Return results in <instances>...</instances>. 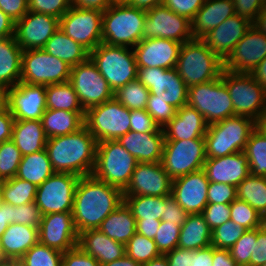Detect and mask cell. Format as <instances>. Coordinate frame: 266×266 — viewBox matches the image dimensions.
I'll return each instance as SVG.
<instances>
[{
    "label": "cell",
    "mask_w": 266,
    "mask_h": 266,
    "mask_svg": "<svg viewBox=\"0 0 266 266\" xmlns=\"http://www.w3.org/2000/svg\"><path fill=\"white\" fill-rule=\"evenodd\" d=\"M124 201L123 191L92 175L79 178L72 217L78 233L98 229L103 220Z\"/></svg>",
    "instance_id": "6da1fadb"
},
{
    "label": "cell",
    "mask_w": 266,
    "mask_h": 266,
    "mask_svg": "<svg viewBox=\"0 0 266 266\" xmlns=\"http://www.w3.org/2000/svg\"><path fill=\"white\" fill-rule=\"evenodd\" d=\"M96 147L95 137L84 126L75 133L48 138L45 149L55 173L82 177L93 172Z\"/></svg>",
    "instance_id": "7a4b0ae2"
},
{
    "label": "cell",
    "mask_w": 266,
    "mask_h": 266,
    "mask_svg": "<svg viewBox=\"0 0 266 266\" xmlns=\"http://www.w3.org/2000/svg\"><path fill=\"white\" fill-rule=\"evenodd\" d=\"M146 10L128 3L112 4L102 15V42L135 47L143 39Z\"/></svg>",
    "instance_id": "3957f363"
},
{
    "label": "cell",
    "mask_w": 266,
    "mask_h": 266,
    "mask_svg": "<svg viewBox=\"0 0 266 266\" xmlns=\"http://www.w3.org/2000/svg\"><path fill=\"white\" fill-rule=\"evenodd\" d=\"M175 68L189 88L219 78L223 61L201 39H192L182 44Z\"/></svg>",
    "instance_id": "277c9868"
},
{
    "label": "cell",
    "mask_w": 266,
    "mask_h": 266,
    "mask_svg": "<svg viewBox=\"0 0 266 266\" xmlns=\"http://www.w3.org/2000/svg\"><path fill=\"white\" fill-rule=\"evenodd\" d=\"M255 128L256 121L239 115L208 125L204 136L206 158H219L244 151Z\"/></svg>",
    "instance_id": "5b68a950"
},
{
    "label": "cell",
    "mask_w": 266,
    "mask_h": 266,
    "mask_svg": "<svg viewBox=\"0 0 266 266\" xmlns=\"http://www.w3.org/2000/svg\"><path fill=\"white\" fill-rule=\"evenodd\" d=\"M138 162L117 140L98 142L92 176L122 191L130 182Z\"/></svg>",
    "instance_id": "8992f818"
},
{
    "label": "cell",
    "mask_w": 266,
    "mask_h": 266,
    "mask_svg": "<svg viewBox=\"0 0 266 266\" xmlns=\"http://www.w3.org/2000/svg\"><path fill=\"white\" fill-rule=\"evenodd\" d=\"M89 58L113 92L137 79L138 66L134 51H130L129 47L102 42L89 53Z\"/></svg>",
    "instance_id": "52a82bcc"
},
{
    "label": "cell",
    "mask_w": 266,
    "mask_h": 266,
    "mask_svg": "<svg viewBox=\"0 0 266 266\" xmlns=\"http://www.w3.org/2000/svg\"><path fill=\"white\" fill-rule=\"evenodd\" d=\"M221 78L229 91L234 115L257 121L266 113V89L252 74L234 73L223 69Z\"/></svg>",
    "instance_id": "ba28073f"
},
{
    "label": "cell",
    "mask_w": 266,
    "mask_h": 266,
    "mask_svg": "<svg viewBox=\"0 0 266 266\" xmlns=\"http://www.w3.org/2000/svg\"><path fill=\"white\" fill-rule=\"evenodd\" d=\"M85 127L98 142L118 140L130 131V110L114 97L85 111Z\"/></svg>",
    "instance_id": "9c48e42d"
},
{
    "label": "cell",
    "mask_w": 266,
    "mask_h": 266,
    "mask_svg": "<svg viewBox=\"0 0 266 266\" xmlns=\"http://www.w3.org/2000/svg\"><path fill=\"white\" fill-rule=\"evenodd\" d=\"M187 105L200 112L208 125L234 116L233 103L221 76L189 87Z\"/></svg>",
    "instance_id": "30bf717a"
},
{
    "label": "cell",
    "mask_w": 266,
    "mask_h": 266,
    "mask_svg": "<svg viewBox=\"0 0 266 266\" xmlns=\"http://www.w3.org/2000/svg\"><path fill=\"white\" fill-rule=\"evenodd\" d=\"M71 68L67 62L43 49L24 50L20 82L32 85H52L69 81Z\"/></svg>",
    "instance_id": "8fae6325"
},
{
    "label": "cell",
    "mask_w": 266,
    "mask_h": 266,
    "mask_svg": "<svg viewBox=\"0 0 266 266\" xmlns=\"http://www.w3.org/2000/svg\"><path fill=\"white\" fill-rule=\"evenodd\" d=\"M205 161V138L164 142L161 164L172 179L203 169Z\"/></svg>",
    "instance_id": "7c38bea8"
},
{
    "label": "cell",
    "mask_w": 266,
    "mask_h": 266,
    "mask_svg": "<svg viewBox=\"0 0 266 266\" xmlns=\"http://www.w3.org/2000/svg\"><path fill=\"white\" fill-rule=\"evenodd\" d=\"M137 79L149 90L153 100L164 101L176 109L187 105L188 87L176 68H138Z\"/></svg>",
    "instance_id": "4fadbf2b"
},
{
    "label": "cell",
    "mask_w": 266,
    "mask_h": 266,
    "mask_svg": "<svg viewBox=\"0 0 266 266\" xmlns=\"http://www.w3.org/2000/svg\"><path fill=\"white\" fill-rule=\"evenodd\" d=\"M102 15L98 9L71 6L60 18V29L90 53L102 43Z\"/></svg>",
    "instance_id": "5bb4252c"
},
{
    "label": "cell",
    "mask_w": 266,
    "mask_h": 266,
    "mask_svg": "<svg viewBox=\"0 0 266 266\" xmlns=\"http://www.w3.org/2000/svg\"><path fill=\"white\" fill-rule=\"evenodd\" d=\"M79 178L75 174L54 173L38 186L35 203L41 214L72 212Z\"/></svg>",
    "instance_id": "9a60e30c"
},
{
    "label": "cell",
    "mask_w": 266,
    "mask_h": 266,
    "mask_svg": "<svg viewBox=\"0 0 266 266\" xmlns=\"http://www.w3.org/2000/svg\"><path fill=\"white\" fill-rule=\"evenodd\" d=\"M69 82L85 111L114 97L113 90L90 58L72 66Z\"/></svg>",
    "instance_id": "2e32d148"
},
{
    "label": "cell",
    "mask_w": 266,
    "mask_h": 266,
    "mask_svg": "<svg viewBox=\"0 0 266 266\" xmlns=\"http://www.w3.org/2000/svg\"><path fill=\"white\" fill-rule=\"evenodd\" d=\"M164 38L184 43L193 39L191 21L163 3L146 10L143 39Z\"/></svg>",
    "instance_id": "e0dca14e"
},
{
    "label": "cell",
    "mask_w": 266,
    "mask_h": 266,
    "mask_svg": "<svg viewBox=\"0 0 266 266\" xmlns=\"http://www.w3.org/2000/svg\"><path fill=\"white\" fill-rule=\"evenodd\" d=\"M266 57V34L252 25L223 61V69L252 74Z\"/></svg>",
    "instance_id": "ac0fdd59"
},
{
    "label": "cell",
    "mask_w": 266,
    "mask_h": 266,
    "mask_svg": "<svg viewBox=\"0 0 266 266\" xmlns=\"http://www.w3.org/2000/svg\"><path fill=\"white\" fill-rule=\"evenodd\" d=\"M5 106L16 120H41L46 107V86L19 82L5 90Z\"/></svg>",
    "instance_id": "d6986e66"
},
{
    "label": "cell",
    "mask_w": 266,
    "mask_h": 266,
    "mask_svg": "<svg viewBox=\"0 0 266 266\" xmlns=\"http://www.w3.org/2000/svg\"><path fill=\"white\" fill-rule=\"evenodd\" d=\"M39 242L62 253L78 246L79 233L72 212L42 215L38 227Z\"/></svg>",
    "instance_id": "ffe728a7"
},
{
    "label": "cell",
    "mask_w": 266,
    "mask_h": 266,
    "mask_svg": "<svg viewBox=\"0 0 266 266\" xmlns=\"http://www.w3.org/2000/svg\"><path fill=\"white\" fill-rule=\"evenodd\" d=\"M60 28V19L48 14L28 11L15 23V38L21 49H43Z\"/></svg>",
    "instance_id": "44dd1931"
},
{
    "label": "cell",
    "mask_w": 266,
    "mask_h": 266,
    "mask_svg": "<svg viewBox=\"0 0 266 266\" xmlns=\"http://www.w3.org/2000/svg\"><path fill=\"white\" fill-rule=\"evenodd\" d=\"M172 182L161 162L138 163L123 196H170Z\"/></svg>",
    "instance_id": "7402d4cb"
},
{
    "label": "cell",
    "mask_w": 266,
    "mask_h": 266,
    "mask_svg": "<svg viewBox=\"0 0 266 266\" xmlns=\"http://www.w3.org/2000/svg\"><path fill=\"white\" fill-rule=\"evenodd\" d=\"M203 169L173 179L171 196L188 214H202L208 204V185Z\"/></svg>",
    "instance_id": "603a6c76"
},
{
    "label": "cell",
    "mask_w": 266,
    "mask_h": 266,
    "mask_svg": "<svg viewBox=\"0 0 266 266\" xmlns=\"http://www.w3.org/2000/svg\"><path fill=\"white\" fill-rule=\"evenodd\" d=\"M183 43L171 39H142L133 49L138 68H175Z\"/></svg>",
    "instance_id": "cb8c5ba5"
},
{
    "label": "cell",
    "mask_w": 266,
    "mask_h": 266,
    "mask_svg": "<svg viewBox=\"0 0 266 266\" xmlns=\"http://www.w3.org/2000/svg\"><path fill=\"white\" fill-rule=\"evenodd\" d=\"M252 25L247 19L235 14L209 31L201 40L224 61Z\"/></svg>",
    "instance_id": "d4e9b609"
},
{
    "label": "cell",
    "mask_w": 266,
    "mask_h": 266,
    "mask_svg": "<svg viewBox=\"0 0 266 266\" xmlns=\"http://www.w3.org/2000/svg\"><path fill=\"white\" fill-rule=\"evenodd\" d=\"M203 170L210 182L235 187L250 175L248 159L243 151L219 158H206Z\"/></svg>",
    "instance_id": "484cf974"
},
{
    "label": "cell",
    "mask_w": 266,
    "mask_h": 266,
    "mask_svg": "<svg viewBox=\"0 0 266 266\" xmlns=\"http://www.w3.org/2000/svg\"><path fill=\"white\" fill-rule=\"evenodd\" d=\"M117 141L137 159L138 163L161 162L165 142L163 128L151 133L130 130Z\"/></svg>",
    "instance_id": "4316f807"
},
{
    "label": "cell",
    "mask_w": 266,
    "mask_h": 266,
    "mask_svg": "<svg viewBox=\"0 0 266 266\" xmlns=\"http://www.w3.org/2000/svg\"><path fill=\"white\" fill-rule=\"evenodd\" d=\"M207 129L203 115L189 105L177 109L176 115L163 127L165 141L204 138Z\"/></svg>",
    "instance_id": "83f0119b"
},
{
    "label": "cell",
    "mask_w": 266,
    "mask_h": 266,
    "mask_svg": "<svg viewBox=\"0 0 266 266\" xmlns=\"http://www.w3.org/2000/svg\"><path fill=\"white\" fill-rule=\"evenodd\" d=\"M78 246L100 265L120 259L126 254L124 244L109 238L99 229L79 233Z\"/></svg>",
    "instance_id": "f1b7e54d"
},
{
    "label": "cell",
    "mask_w": 266,
    "mask_h": 266,
    "mask_svg": "<svg viewBox=\"0 0 266 266\" xmlns=\"http://www.w3.org/2000/svg\"><path fill=\"white\" fill-rule=\"evenodd\" d=\"M235 14L233 0H205L203 6L191 20L193 39H201Z\"/></svg>",
    "instance_id": "f546056e"
},
{
    "label": "cell",
    "mask_w": 266,
    "mask_h": 266,
    "mask_svg": "<svg viewBox=\"0 0 266 266\" xmlns=\"http://www.w3.org/2000/svg\"><path fill=\"white\" fill-rule=\"evenodd\" d=\"M39 242L38 227L13 223L0 238V259H20Z\"/></svg>",
    "instance_id": "4dcf8cb0"
},
{
    "label": "cell",
    "mask_w": 266,
    "mask_h": 266,
    "mask_svg": "<svg viewBox=\"0 0 266 266\" xmlns=\"http://www.w3.org/2000/svg\"><path fill=\"white\" fill-rule=\"evenodd\" d=\"M22 52L15 36L0 38V86L4 90L20 82Z\"/></svg>",
    "instance_id": "1f68e13d"
},
{
    "label": "cell",
    "mask_w": 266,
    "mask_h": 266,
    "mask_svg": "<svg viewBox=\"0 0 266 266\" xmlns=\"http://www.w3.org/2000/svg\"><path fill=\"white\" fill-rule=\"evenodd\" d=\"M47 139L41 120L15 119L11 140L22 156L44 150Z\"/></svg>",
    "instance_id": "d6a6232c"
},
{
    "label": "cell",
    "mask_w": 266,
    "mask_h": 266,
    "mask_svg": "<svg viewBox=\"0 0 266 266\" xmlns=\"http://www.w3.org/2000/svg\"><path fill=\"white\" fill-rule=\"evenodd\" d=\"M98 229L109 238L126 245L136 233V219L123 201L103 220Z\"/></svg>",
    "instance_id": "836d02e7"
},
{
    "label": "cell",
    "mask_w": 266,
    "mask_h": 266,
    "mask_svg": "<svg viewBox=\"0 0 266 266\" xmlns=\"http://www.w3.org/2000/svg\"><path fill=\"white\" fill-rule=\"evenodd\" d=\"M85 112L46 109L41 118L47 138L75 133L85 126Z\"/></svg>",
    "instance_id": "e575fe53"
},
{
    "label": "cell",
    "mask_w": 266,
    "mask_h": 266,
    "mask_svg": "<svg viewBox=\"0 0 266 266\" xmlns=\"http://www.w3.org/2000/svg\"><path fill=\"white\" fill-rule=\"evenodd\" d=\"M211 234L202 214H188L180 228L177 247L188 250L206 248L211 245Z\"/></svg>",
    "instance_id": "d590c367"
},
{
    "label": "cell",
    "mask_w": 266,
    "mask_h": 266,
    "mask_svg": "<svg viewBox=\"0 0 266 266\" xmlns=\"http://www.w3.org/2000/svg\"><path fill=\"white\" fill-rule=\"evenodd\" d=\"M43 50L75 66L85 62L89 58V52L80 44L72 40L60 28L46 42Z\"/></svg>",
    "instance_id": "8d00e7d4"
},
{
    "label": "cell",
    "mask_w": 266,
    "mask_h": 266,
    "mask_svg": "<svg viewBox=\"0 0 266 266\" xmlns=\"http://www.w3.org/2000/svg\"><path fill=\"white\" fill-rule=\"evenodd\" d=\"M55 172L46 149L22 156L16 177L40 186Z\"/></svg>",
    "instance_id": "74e56055"
},
{
    "label": "cell",
    "mask_w": 266,
    "mask_h": 266,
    "mask_svg": "<svg viewBox=\"0 0 266 266\" xmlns=\"http://www.w3.org/2000/svg\"><path fill=\"white\" fill-rule=\"evenodd\" d=\"M46 107L53 110L85 112L69 81L46 86Z\"/></svg>",
    "instance_id": "f35d334b"
},
{
    "label": "cell",
    "mask_w": 266,
    "mask_h": 266,
    "mask_svg": "<svg viewBox=\"0 0 266 266\" xmlns=\"http://www.w3.org/2000/svg\"><path fill=\"white\" fill-rule=\"evenodd\" d=\"M236 190L237 199L246 201L266 220V177L250 174Z\"/></svg>",
    "instance_id": "ab89813d"
},
{
    "label": "cell",
    "mask_w": 266,
    "mask_h": 266,
    "mask_svg": "<svg viewBox=\"0 0 266 266\" xmlns=\"http://www.w3.org/2000/svg\"><path fill=\"white\" fill-rule=\"evenodd\" d=\"M123 197L136 220H161L165 207V196L135 195Z\"/></svg>",
    "instance_id": "60d3db41"
},
{
    "label": "cell",
    "mask_w": 266,
    "mask_h": 266,
    "mask_svg": "<svg viewBox=\"0 0 266 266\" xmlns=\"http://www.w3.org/2000/svg\"><path fill=\"white\" fill-rule=\"evenodd\" d=\"M243 152L248 159L250 174L266 177V137L257 128L251 132Z\"/></svg>",
    "instance_id": "b9f144b4"
},
{
    "label": "cell",
    "mask_w": 266,
    "mask_h": 266,
    "mask_svg": "<svg viewBox=\"0 0 266 266\" xmlns=\"http://www.w3.org/2000/svg\"><path fill=\"white\" fill-rule=\"evenodd\" d=\"M36 192L37 186L35 184L19 179L16 176L4 180L3 194L5 203L20 206L35 202Z\"/></svg>",
    "instance_id": "7bdbcfd3"
},
{
    "label": "cell",
    "mask_w": 266,
    "mask_h": 266,
    "mask_svg": "<svg viewBox=\"0 0 266 266\" xmlns=\"http://www.w3.org/2000/svg\"><path fill=\"white\" fill-rule=\"evenodd\" d=\"M149 94V90L136 79L118 88L114 98L129 110L146 109Z\"/></svg>",
    "instance_id": "ee69618b"
},
{
    "label": "cell",
    "mask_w": 266,
    "mask_h": 266,
    "mask_svg": "<svg viewBox=\"0 0 266 266\" xmlns=\"http://www.w3.org/2000/svg\"><path fill=\"white\" fill-rule=\"evenodd\" d=\"M63 253L38 242L19 260L21 266H62Z\"/></svg>",
    "instance_id": "f6af8a7d"
},
{
    "label": "cell",
    "mask_w": 266,
    "mask_h": 266,
    "mask_svg": "<svg viewBox=\"0 0 266 266\" xmlns=\"http://www.w3.org/2000/svg\"><path fill=\"white\" fill-rule=\"evenodd\" d=\"M126 255L141 265L161 255L154 239L135 233L125 245Z\"/></svg>",
    "instance_id": "bcb514c9"
},
{
    "label": "cell",
    "mask_w": 266,
    "mask_h": 266,
    "mask_svg": "<svg viewBox=\"0 0 266 266\" xmlns=\"http://www.w3.org/2000/svg\"><path fill=\"white\" fill-rule=\"evenodd\" d=\"M230 211V220L246 230L260 228L266 223V220L246 201L236 198L230 204Z\"/></svg>",
    "instance_id": "7dc6e473"
},
{
    "label": "cell",
    "mask_w": 266,
    "mask_h": 266,
    "mask_svg": "<svg viewBox=\"0 0 266 266\" xmlns=\"http://www.w3.org/2000/svg\"><path fill=\"white\" fill-rule=\"evenodd\" d=\"M22 155L10 139L0 144V180L16 176Z\"/></svg>",
    "instance_id": "c3c4849f"
},
{
    "label": "cell",
    "mask_w": 266,
    "mask_h": 266,
    "mask_svg": "<svg viewBox=\"0 0 266 266\" xmlns=\"http://www.w3.org/2000/svg\"><path fill=\"white\" fill-rule=\"evenodd\" d=\"M245 231L242 226L229 220L212 230L211 245L217 249H230Z\"/></svg>",
    "instance_id": "681fc988"
},
{
    "label": "cell",
    "mask_w": 266,
    "mask_h": 266,
    "mask_svg": "<svg viewBox=\"0 0 266 266\" xmlns=\"http://www.w3.org/2000/svg\"><path fill=\"white\" fill-rule=\"evenodd\" d=\"M257 239V228L246 230L244 234L229 249L231 257L237 266H250V257Z\"/></svg>",
    "instance_id": "f907efd6"
},
{
    "label": "cell",
    "mask_w": 266,
    "mask_h": 266,
    "mask_svg": "<svg viewBox=\"0 0 266 266\" xmlns=\"http://www.w3.org/2000/svg\"><path fill=\"white\" fill-rule=\"evenodd\" d=\"M180 226L176 223L161 221L154 241L161 254L177 248L180 235Z\"/></svg>",
    "instance_id": "816d5d0a"
},
{
    "label": "cell",
    "mask_w": 266,
    "mask_h": 266,
    "mask_svg": "<svg viewBox=\"0 0 266 266\" xmlns=\"http://www.w3.org/2000/svg\"><path fill=\"white\" fill-rule=\"evenodd\" d=\"M71 0H29V11L61 18L70 8Z\"/></svg>",
    "instance_id": "f5cc1de1"
},
{
    "label": "cell",
    "mask_w": 266,
    "mask_h": 266,
    "mask_svg": "<svg viewBox=\"0 0 266 266\" xmlns=\"http://www.w3.org/2000/svg\"><path fill=\"white\" fill-rule=\"evenodd\" d=\"M42 220L40 208L35 202L28 204L13 206L12 209V224H24L34 227H39Z\"/></svg>",
    "instance_id": "db71d44e"
},
{
    "label": "cell",
    "mask_w": 266,
    "mask_h": 266,
    "mask_svg": "<svg viewBox=\"0 0 266 266\" xmlns=\"http://www.w3.org/2000/svg\"><path fill=\"white\" fill-rule=\"evenodd\" d=\"M237 198L236 187L225 183L209 182L208 204H231Z\"/></svg>",
    "instance_id": "11a10c76"
},
{
    "label": "cell",
    "mask_w": 266,
    "mask_h": 266,
    "mask_svg": "<svg viewBox=\"0 0 266 266\" xmlns=\"http://www.w3.org/2000/svg\"><path fill=\"white\" fill-rule=\"evenodd\" d=\"M146 111L160 128H163L176 115L177 109L164 101L153 100L149 96Z\"/></svg>",
    "instance_id": "9f6ffc18"
},
{
    "label": "cell",
    "mask_w": 266,
    "mask_h": 266,
    "mask_svg": "<svg viewBox=\"0 0 266 266\" xmlns=\"http://www.w3.org/2000/svg\"><path fill=\"white\" fill-rule=\"evenodd\" d=\"M202 215L212 231L230 220V204H207Z\"/></svg>",
    "instance_id": "6f0895ef"
},
{
    "label": "cell",
    "mask_w": 266,
    "mask_h": 266,
    "mask_svg": "<svg viewBox=\"0 0 266 266\" xmlns=\"http://www.w3.org/2000/svg\"><path fill=\"white\" fill-rule=\"evenodd\" d=\"M130 130L138 133L157 132L161 128L146 109L130 110Z\"/></svg>",
    "instance_id": "680465c9"
},
{
    "label": "cell",
    "mask_w": 266,
    "mask_h": 266,
    "mask_svg": "<svg viewBox=\"0 0 266 266\" xmlns=\"http://www.w3.org/2000/svg\"><path fill=\"white\" fill-rule=\"evenodd\" d=\"M205 0H163V4L178 15L194 18L198 10L203 6Z\"/></svg>",
    "instance_id": "91938a15"
},
{
    "label": "cell",
    "mask_w": 266,
    "mask_h": 266,
    "mask_svg": "<svg viewBox=\"0 0 266 266\" xmlns=\"http://www.w3.org/2000/svg\"><path fill=\"white\" fill-rule=\"evenodd\" d=\"M264 0H233L236 15L247 19L252 24L263 10Z\"/></svg>",
    "instance_id": "94428289"
},
{
    "label": "cell",
    "mask_w": 266,
    "mask_h": 266,
    "mask_svg": "<svg viewBox=\"0 0 266 266\" xmlns=\"http://www.w3.org/2000/svg\"><path fill=\"white\" fill-rule=\"evenodd\" d=\"M62 266H101L100 263L79 246L63 253Z\"/></svg>",
    "instance_id": "6125c7cd"
},
{
    "label": "cell",
    "mask_w": 266,
    "mask_h": 266,
    "mask_svg": "<svg viewBox=\"0 0 266 266\" xmlns=\"http://www.w3.org/2000/svg\"><path fill=\"white\" fill-rule=\"evenodd\" d=\"M188 213L183 210L170 195L165 196V207L161 221L176 223L180 227L184 224Z\"/></svg>",
    "instance_id": "be15d7a7"
},
{
    "label": "cell",
    "mask_w": 266,
    "mask_h": 266,
    "mask_svg": "<svg viewBox=\"0 0 266 266\" xmlns=\"http://www.w3.org/2000/svg\"><path fill=\"white\" fill-rule=\"evenodd\" d=\"M266 262V223L257 228V239L250 257V266H262Z\"/></svg>",
    "instance_id": "e7e4bbea"
},
{
    "label": "cell",
    "mask_w": 266,
    "mask_h": 266,
    "mask_svg": "<svg viewBox=\"0 0 266 266\" xmlns=\"http://www.w3.org/2000/svg\"><path fill=\"white\" fill-rule=\"evenodd\" d=\"M0 9L16 23L29 11V0H0Z\"/></svg>",
    "instance_id": "03108f58"
},
{
    "label": "cell",
    "mask_w": 266,
    "mask_h": 266,
    "mask_svg": "<svg viewBox=\"0 0 266 266\" xmlns=\"http://www.w3.org/2000/svg\"><path fill=\"white\" fill-rule=\"evenodd\" d=\"M14 117L4 105L0 108V144L12 137Z\"/></svg>",
    "instance_id": "003e7915"
},
{
    "label": "cell",
    "mask_w": 266,
    "mask_h": 266,
    "mask_svg": "<svg viewBox=\"0 0 266 266\" xmlns=\"http://www.w3.org/2000/svg\"><path fill=\"white\" fill-rule=\"evenodd\" d=\"M165 255L168 266H191V250L177 247Z\"/></svg>",
    "instance_id": "a7ac6f4b"
},
{
    "label": "cell",
    "mask_w": 266,
    "mask_h": 266,
    "mask_svg": "<svg viewBox=\"0 0 266 266\" xmlns=\"http://www.w3.org/2000/svg\"><path fill=\"white\" fill-rule=\"evenodd\" d=\"M161 220H136V233L154 239L159 229Z\"/></svg>",
    "instance_id": "89a4df30"
},
{
    "label": "cell",
    "mask_w": 266,
    "mask_h": 266,
    "mask_svg": "<svg viewBox=\"0 0 266 266\" xmlns=\"http://www.w3.org/2000/svg\"><path fill=\"white\" fill-rule=\"evenodd\" d=\"M212 245L191 250V266H212Z\"/></svg>",
    "instance_id": "2644e50d"
},
{
    "label": "cell",
    "mask_w": 266,
    "mask_h": 266,
    "mask_svg": "<svg viewBox=\"0 0 266 266\" xmlns=\"http://www.w3.org/2000/svg\"><path fill=\"white\" fill-rule=\"evenodd\" d=\"M212 266H237L229 249H217L212 246Z\"/></svg>",
    "instance_id": "8c879c8a"
},
{
    "label": "cell",
    "mask_w": 266,
    "mask_h": 266,
    "mask_svg": "<svg viewBox=\"0 0 266 266\" xmlns=\"http://www.w3.org/2000/svg\"><path fill=\"white\" fill-rule=\"evenodd\" d=\"M71 5L78 8L98 9L102 12L112 5L110 0H71Z\"/></svg>",
    "instance_id": "753ad0ef"
},
{
    "label": "cell",
    "mask_w": 266,
    "mask_h": 266,
    "mask_svg": "<svg viewBox=\"0 0 266 266\" xmlns=\"http://www.w3.org/2000/svg\"><path fill=\"white\" fill-rule=\"evenodd\" d=\"M15 36V22L0 9V38Z\"/></svg>",
    "instance_id": "34e18365"
},
{
    "label": "cell",
    "mask_w": 266,
    "mask_h": 266,
    "mask_svg": "<svg viewBox=\"0 0 266 266\" xmlns=\"http://www.w3.org/2000/svg\"><path fill=\"white\" fill-rule=\"evenodd\" d=\"M12 209L13 205L5 202L0 206V238L8 226L12 224Z\"/></svg>",
    "instance_id": "11e5206c"
},
{
    "label": "cell",
    "mask_w": 266,
    "mask_h": 266,
    "mask_svg": "<svg viewBox=\"0 0 266 266\" xmlns=\"http://www.w3.org/2000/svg\"><path fill=\"white\" fill-rule=\"evenodd\" d=\"M252 75L266 89V57L252 72Z\"/></svg>",
    "instance_id": "2a66077c"
},
{
    "label": "cell",
    "mask_w": 266,
    "mask_h": 266,
    "mask_svg": "<svg viewBox=\"0 0 266 266\" xmlns=\"http://www.w3.org/2000/svg\"><path fill=\"white\" fill-rule=\"evenodd\" d=\"M163 3V0H130L128 4L139 9L149 10Z\"/></svg>",
    "instance_id": "b9fcfbb0"
},
{
    "label": "cell",
    "mask_w": 266,
    "mask_h": 266,
    "mask_svg": "<svg viewBox=\"0 0 266 266\" xmlns=\"http://www.w3.org/2000/svg\"><path fill=\"white\" fill-rule=\"evenodd\" d=\"M101 266H142V265L125 254L122 258L114 260L107 264H103Z\"/></svg>",
    "instance_id": "09005b40"
},
{
    "label": "cell",
    "mask_w": 266,
    "mask_h": 266,
    "mask_svg": "<svg viewBox=\"0 0 266 266\" xmlns=\"http://www.w3.org/2000/svg\"><path fill=\"white\" fill-rule=\"evenodd\" d=\"M142 266H168V260L165 254H161L160 256L150 260Z\"/></svg>",
    "instance_id": "979ff035"
},
{
    "label": "cell",
    "mask_w": 266,
    "mask_h": 266,
    "mask_svg": "<svg viewBox=\"0 0 266 266\" xmlns=\"http://www.w3.org/2000/svg\"><path fill=\"white\" fill-rule=\"evenodd\" d=\"M253 25L266 34V10L261 11Z\"/></svg>",
    "instance_id": "deb4b68c"
},
{
    "label": "cell",
    "mask_w": 266,
    "mask_h": 266,
    "mask_svg": "<svg viewBox=\"0 0 266 266\" xmlns=\"http://www.w3.org/2000/svg\"><path fill=\"white\" fill-rule=\"evenodd\" d=\"M256 128L266 137V113L256 121Z\"/></svg>",
    "instance_id": "67dfc351"
},
{
    "label": "cell",
    "mask_w": 266,
    "mask_h": 266,
    "mask_svg": "<svg viewBox=\"0 0 266 266\" xmlns=\"http://www.w3.org/2000/svg\"><path fill=\"white\" fill-rule=\"evenodd\" d=\"M0 266H21L18 259H0Z\"/></svg>",
    "instance_id": "b62a3aed"
},
{
    "label": "cell",
    "mask_w": 266,
    "mask_h": 266,
    "mask_svg": "<svg viewBox=\"0 0 266 266\" xmlns=\"http://www.w3.org/2000/svg\"><path fill=\"white\" fill-rule=\"evenodd\" d=\"M5 105V90L0 86V108Z\"/></svg>",
    "instance_id": "603ad722"
},
{
    "label": "cell",
    "mask_w": 266,
    "mask_h": 266,
    "mask_svg": "<svg viewBox=\"0 0 266 266\" xmlns=\"http://www.w3.org/2000/svg\"><path fill=\"white\" fill-rule=\"evenodd\" d=\"M3 185L4 180H0V206L4 203Z\"/></svg>",
    "instance_id": "5803f987"
}]
</instances>
